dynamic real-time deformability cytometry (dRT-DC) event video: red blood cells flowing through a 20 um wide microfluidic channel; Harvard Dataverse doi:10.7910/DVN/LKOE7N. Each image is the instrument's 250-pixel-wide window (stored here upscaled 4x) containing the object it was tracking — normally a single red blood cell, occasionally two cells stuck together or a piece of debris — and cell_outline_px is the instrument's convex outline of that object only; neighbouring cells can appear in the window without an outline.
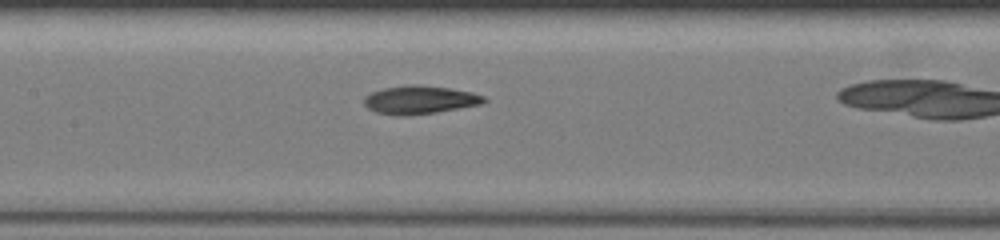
{"species": "common noctule bat (a hibernating species)", "species_latin": "Nyctalus noctula", "temperature_condition": "warm", "stored_images_in_passage": 7, "camera_frame_rate_fps": 3000, "um_per_image_px": 0.085, "animal": {"sex": "female", "body_mass_g": 19.5, "forearm_length_mm": 54.1}, "frame": {"image": 1, "passage_image": 5, "time_ms": 1.333, "image_size_px": [1000, 240], "cell_outline_px": [[488, 100], [480, 104], [436, 112], [396, 116], [376, 112], [368, 108], [364, 104], [364, 96], [372, 92], [384, 88], [408, 84], [416, 84], [448, 88], [472, 92], [484, 96]], "centroid_in_image_um": [35.65, 8.47], "position_along_channel_um": 171.7, "area_um2": 19.59}}